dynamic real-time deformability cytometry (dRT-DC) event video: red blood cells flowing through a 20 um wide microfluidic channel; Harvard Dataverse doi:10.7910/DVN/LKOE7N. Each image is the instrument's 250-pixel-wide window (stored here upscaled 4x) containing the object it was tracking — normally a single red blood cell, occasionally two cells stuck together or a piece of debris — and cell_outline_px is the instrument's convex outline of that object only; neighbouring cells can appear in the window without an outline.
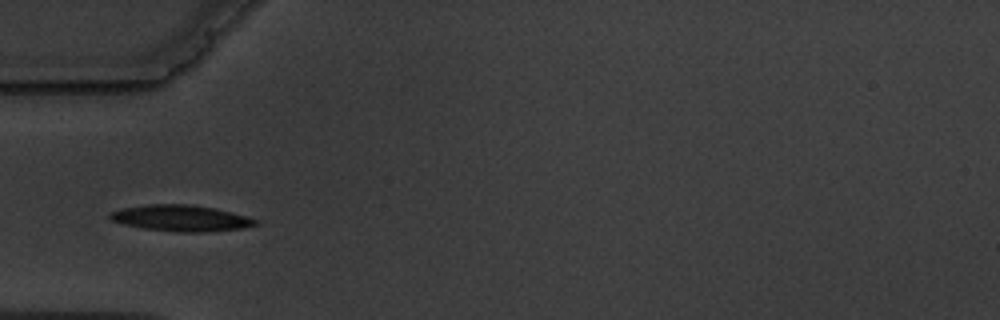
{"species": "common noctule bat (a hibernating species)", "species_latin": "Nyctalus noctula", "temperature_condition": "warm", "stored_images_in_passage": 10, "camera_frame_rate_fps": 3000, "um_per_image_px": 0.085, "animal": {"sex": "male", "body_mass_g": 19.5, "forearm_length_mm": 54.6}, "frame": {"image": 1, "passage_image": 4, "time_ms": 4.333, "image_size_px": [1000, 320], "cell_outline_px": [[260, 224], [244, 228], [204, 232], [176, 232], [144, 228], [124, 224], [112, 220], [108, 216], [108, 212], [124, 208], [148, 204], [188, 204], [212, 208], [260, 220]], "centroid_in_image_um": [15.38, 18.55], "position_along_channel_um": 69.6, "area_um2": 22.02}}
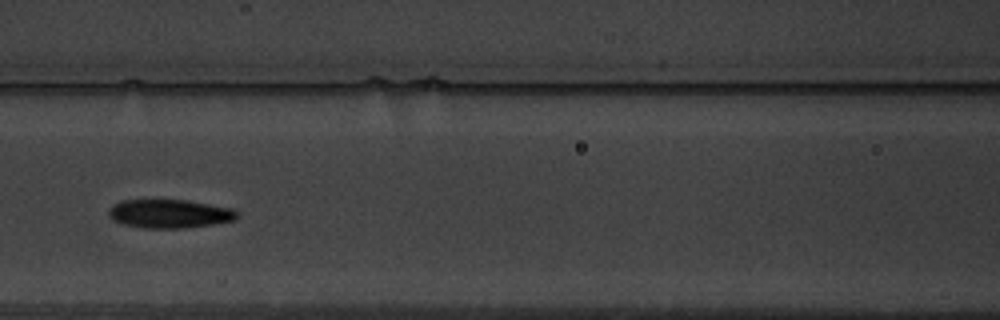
{"frame": {"image": 2, "passage_image": 6, "time_ms": 6.667, "image_size_px": [1000, 320], "cell_outline_px": [[240, 216], [236, 220], [212, 224], [184, 228], [144, 228], [124, 224], [112, 220], [108, 216], [108, 208], [112, 204], [124, 200], [184, 200], [232, 208], [240, 212]], "centroid_in_image_um": [14.41, 18.17], "position_along_channel_um": 152.2, "area_um2": 21.56}}
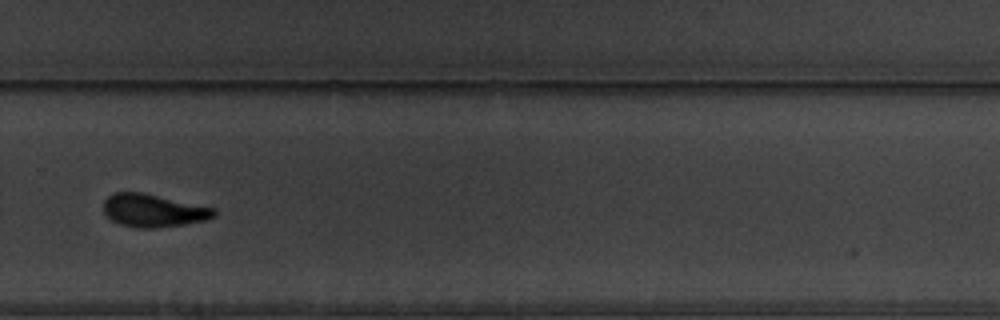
{"frame": {"image": 3, "passage_image": 10, "time_ms": 11.333, "image_size_px": [1000, 320], "cell_outline_px": [[216, 216], [204, 220], [184, 224], [156, 228], [140, 228], [120, 224], [112, 220], [104, 212], [104, 200], [112, 192], [144, 192], [216, 208]], "centroid_in_image_um": [13.04, 17.88], "position_along_channel_um": 316.8, "area_um2": 21.27}}